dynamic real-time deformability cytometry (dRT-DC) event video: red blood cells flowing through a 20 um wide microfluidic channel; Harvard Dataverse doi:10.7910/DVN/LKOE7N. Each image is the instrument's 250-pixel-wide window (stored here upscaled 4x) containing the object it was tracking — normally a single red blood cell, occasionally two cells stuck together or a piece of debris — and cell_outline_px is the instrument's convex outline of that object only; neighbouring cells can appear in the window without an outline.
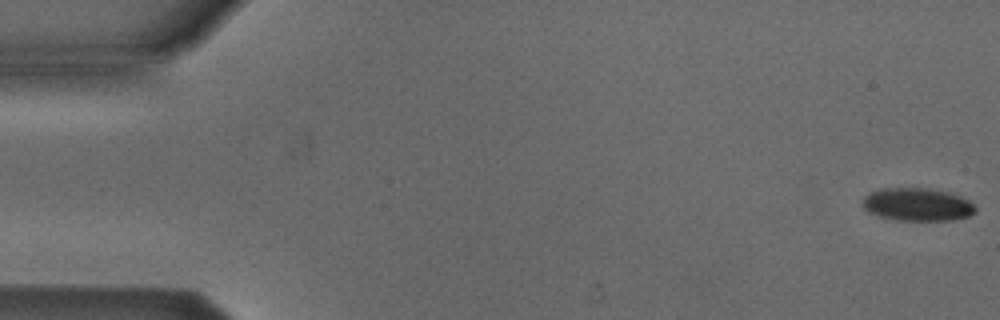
{"species": "Egyptian fruit bat (a non-hibernating species)", "species_latin": "Rousettus aegyptiacus", "temperature_condition": "cold", "stored_images_in_passage": 9, "camera_frame_rate_fps": 3000, "um_per_image_px": 0.085, "animal": {"sex": "male"}, "frame": {"image": 1, "passage_image": 1, "time_ms": 0.0, "image_size_px": [1000, 320], "cell_outline_px": [[976, 212], [968, 216], [952, 220], [896, 220], [880, 216], [868, 212], [860, 204], [864, 196], [868, 192], [880, 188], [928, 188], [952, 192], [968, 200], [976, 208]], "centroid_in_image_um": [77.94, 17.37], "position_along_channel_um": 7.1, "area_um2": 21.91}}